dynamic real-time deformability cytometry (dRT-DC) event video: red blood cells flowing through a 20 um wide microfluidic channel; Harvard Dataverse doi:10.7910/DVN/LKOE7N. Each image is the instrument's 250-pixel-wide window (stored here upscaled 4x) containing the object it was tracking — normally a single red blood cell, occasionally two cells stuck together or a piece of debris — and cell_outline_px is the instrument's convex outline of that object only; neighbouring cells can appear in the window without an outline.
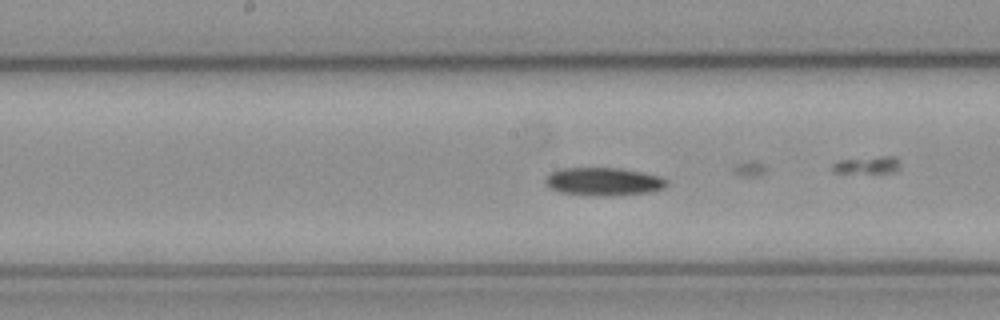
{"species": "common noctule bat (a hibernating species)", "species_latin": "Nyctalus noctula", "temperature_condition": "cold", "stored_images_in_passage": 37, "camera_frame_rate_fps": 3000, "um_per_image_px": 0.085, "animal": {"sex": "female", "body_mass_g": 21.9}, "frame": {"image": 1, "passage_image": 10, "time_ms": 3.0, "image_size_px": [1000, 320], "cell_outline_px": [[668, 184], [664, 188], [648, 192], [604, 196], [592, 196], [560, 192], [552, 188], [544, 180], [544, 176], [560, 168], [620, 168], [660, 176], [668, 180]], "centroid_in_image_um": [51.29, 15.43], "position_along_channel_um": 196.9, "area_um2": 19.77}}
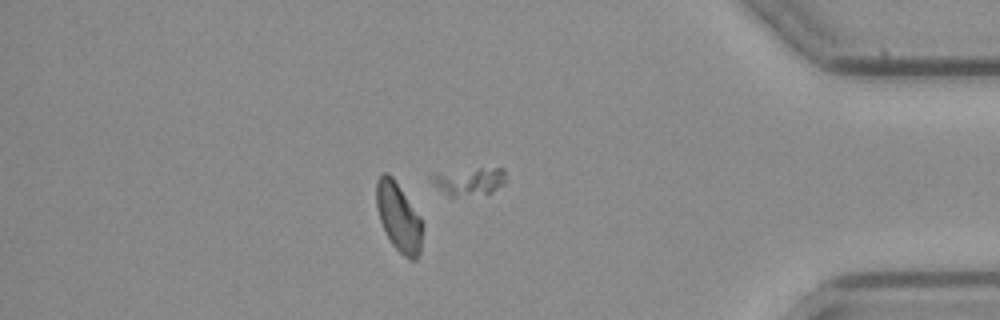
{"frame": {"image": 2, "passage_image": 29, "time_ms": 9.333, "image_size_px": [1000, 320], "cell_outline_px": [[420, 252], [416, 260], [408, 260], [392, 244], [380, 220], [376, 208], [376, 180], [384, 172], [388, 172], [392, 176], [420, 216]], "centroid_in_image_um": [33.85, 18.43], "position_along_channel_um": 401.4, "area_um2": 18.03}}